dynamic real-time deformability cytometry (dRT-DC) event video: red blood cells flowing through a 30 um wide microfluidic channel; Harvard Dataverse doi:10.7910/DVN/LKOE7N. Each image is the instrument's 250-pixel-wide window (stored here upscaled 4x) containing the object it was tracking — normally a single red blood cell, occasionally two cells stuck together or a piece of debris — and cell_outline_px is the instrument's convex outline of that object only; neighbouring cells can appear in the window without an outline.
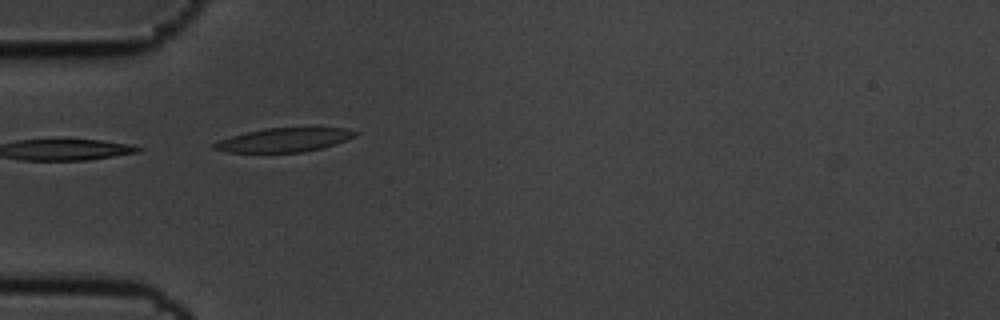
{"species": "common noctule bat (a hibernating species)", "species_latin": "Nyctalus noctula", "temperature_condition": "cold", "stored_images_in_passage": 3, "camera_frame_rate_fps": 3000, "um_per_image_px": 0.085, "animal": {"sex": "male", "body_mass_g": 19.5, "forearm_length_mm": 54.6}, "frame": {"image": 1, "passage_image": 1, "time_ms": 0.0, "image_size_px": [1000, 320], "cell_outline_px": [[360, 132], [356, 136], [336, 144], [324, 148], [304, 152], [228, 152], [212, 148], [212, 144], [220, 140], [244, 132], [268, 128], [316, 124], [344, 128]], "centroid_in_image_um": [24.29, 11.84], "position_along_channel_um": 60.7, "area_um2": 20.69}}